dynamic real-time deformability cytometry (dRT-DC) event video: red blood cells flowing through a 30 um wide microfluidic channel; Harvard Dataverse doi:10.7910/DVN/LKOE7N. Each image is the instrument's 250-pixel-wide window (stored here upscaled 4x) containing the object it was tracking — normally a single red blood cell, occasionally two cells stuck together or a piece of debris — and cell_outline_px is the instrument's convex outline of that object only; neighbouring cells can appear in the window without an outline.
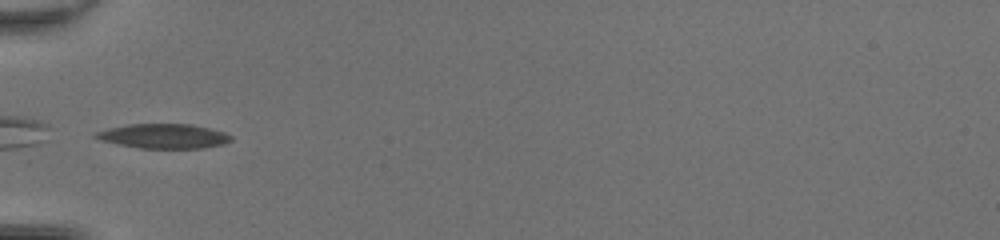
{"species": "common noctule bat (a hibernating species)", "species_latin": "Nyctalus noctula", "temperature_condition": "room temperature", "stored_images_in_passage": 29, "camera_frame_rate_fps": 3000, "um_per_image_px": 0.085, "animal": {"sex": "female", "body_mass_g": 20.0, "forearm_length_mm": 54.0}, "frame": {"image": 1, "passage_image": 1, "time_ms": 0.0, "image_size_px": [1000, 240], "cell_outline_px": [[232, 140], [224, 144], [204, 148], [140, 148], [100, 140], [92, 136], [96, 132], [108, 128], [128, 124], [192, 124], [224, 132], [232, 136]], "centroid_in_image_um": [13.92, 11.57], "position_along_channel_um": 71.1, "area_um2": 19.31}}
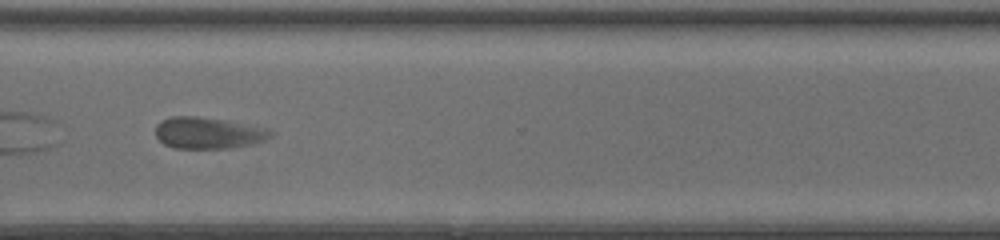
{"frame": {"image": 2, "passage_image": 21, "time_ms": 6.667, "image_size_px": [1000, 240], "cell_outline_px": [[276, 132], [272, 136], [264, 140], [252, 144], [228, 148], [172, 148], [164, 144], [156, 136], [156, 124], [160, 120], [172, 116], [196, 116], [224, 120], [268, 128]], "centroid_in_image_um": [17.7, 11.3], "position_along_channel_um": 352.9, "area_um2": 21.21}, "authors_computed_cell_mechanics": {"area_um2": 20.1722, "velocity_mm_per_s": 4.2556, "shape_relaxation_time_tau1_ms": 3.7017, "shape_relaxation_time_tau2_ms": 2.2439, "deformation_change_tau1": 0.1155, "deformation_change_tau2": 0.1115}}